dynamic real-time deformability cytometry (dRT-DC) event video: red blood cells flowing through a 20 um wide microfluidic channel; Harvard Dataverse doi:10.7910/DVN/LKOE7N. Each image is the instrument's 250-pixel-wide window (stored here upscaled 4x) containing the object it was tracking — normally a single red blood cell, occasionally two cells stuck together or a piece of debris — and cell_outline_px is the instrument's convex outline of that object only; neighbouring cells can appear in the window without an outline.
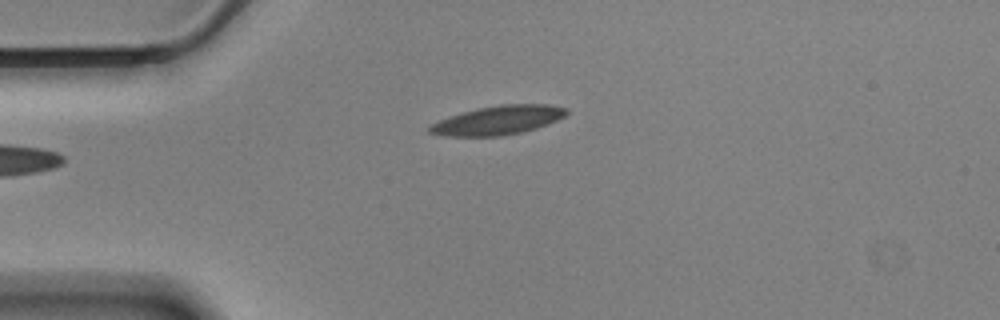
{"species": "Egyptian fruit bat (a non-hibernating species)", "species_latin": "Rousettus aegyptiacus", "temperature_condition": "cold", "stored_images_in_passage": 40, "camera_frame_rate_fps": 3000, "um_per_image_px": 0.085, "animal": {"sex": "male"}, "frame": {"image": 1, "passage_image": 1, "time_ms": 0.0, "image_size_px": [1000, 320], "cell_outline_px": [[568, 112], [564, 116], [548, 124], [536, 128], [520, 132], [500, 136], [444, 136], [428, 132], [428, 128], [432, 124], [448, 116], [476, 108], [500, 104], [552, 104], [568, 108]], "centroid_in_image_um": [42.34, 10.2], "position_along_channel_um": 42.7, "area_um2": 23.12}}
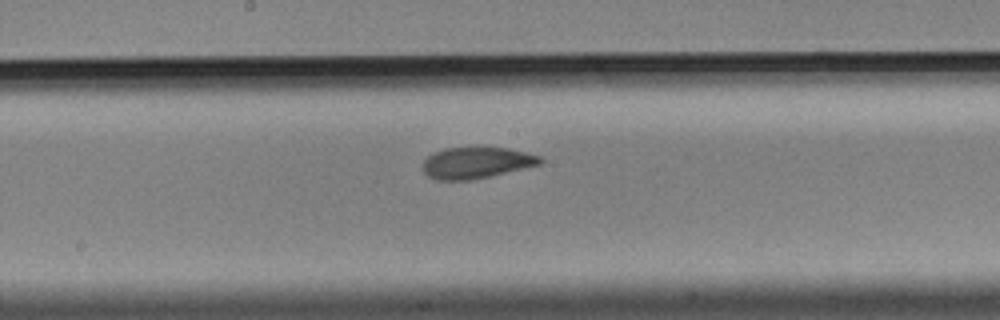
{"frame": {"image": 2, "passage_image": 17, "time_ms": 5.333, "image_size_px": [1000, 320], "cell_outline_px": [[544, 160], [540, 164], [472, 180], [436, 180], [428, 176], [420, 168], [424, 160], [428, 156], [444, 148], [476, 144], [508, 148], [540, 156]], "centroid_in_image_um": [40.44, 13.79], "position_along_channel_um": 207.8, "area_um2": 22.14}}
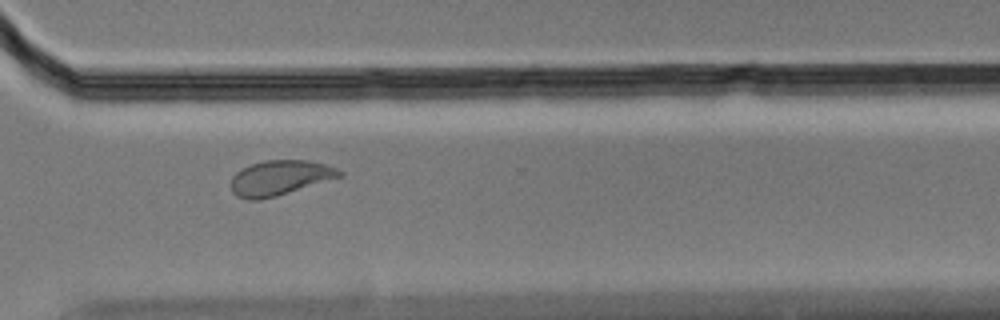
{"frame": {"image": 3, "passage_image": 29, "time_ms": 9.333, "image_size_px": [1000, 320], "cell_outline_px": [[344, 176], [276, 196], [256, 200], [248, 200], [236, 196], [232, 192], [232, 176], [236, 172], [252, 164], [264, 160], [308, 160], [324, 164], [336, 168], [344, 172]], "centroid_in_image_um": [23.81, 15.11], "position_along_channel_um": 346.8, "area_um2": 22.02}, "authors_computed_cell_mechanics": {"area_um2": 22.6576, "velocity_mm_per_s": 3.4842, "shape_relaxation_time_tau1_ms": 4.8484, "shape_relaxation_time_tau2_ms": 2.0996, "deformation_change_tau1": 0.1483, "deformation_change_tau2": 0.0706}}